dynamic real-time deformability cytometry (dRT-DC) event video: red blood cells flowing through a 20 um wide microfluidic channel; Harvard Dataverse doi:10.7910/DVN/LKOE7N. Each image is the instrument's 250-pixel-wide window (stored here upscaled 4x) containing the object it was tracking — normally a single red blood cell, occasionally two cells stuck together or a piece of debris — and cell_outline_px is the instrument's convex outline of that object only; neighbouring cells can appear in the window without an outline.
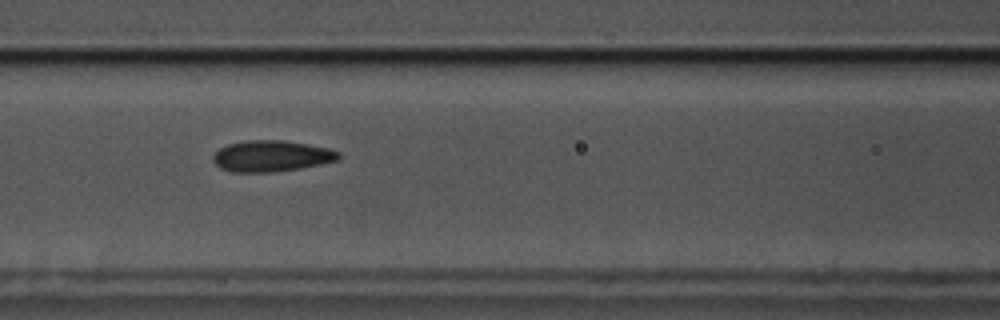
{"species": "common noctule bat (a hibernating species)", "species_latin": "Nyctalus noctula", "temperature_condition": "cold", "stored_images_in_passage": 37, "camera_frame_rate_fps": 3000, "um_per_image_px": 0.085, "animal": {"sex": "male", "body_mass_g": 17.5, "forearm_length_mm": 52.3}, "frame": {"image": 1, "passage_image": 10, "time_ms": 3.0, "image_size_px": [1000, 320], "cell_outline_px": [[340, 160], [300, 168], [272, 172], [232, 172], [220, 168], [212, 160], [212, 156], [220, 148], [228, 144], [244, 140], [284, 140], [308, 144], [328, 148], [340, 152]], "centroid_in_image_um": [23.07, 13.26], "position_along_channel_um": 143.5, "area_um2": 22.89}}
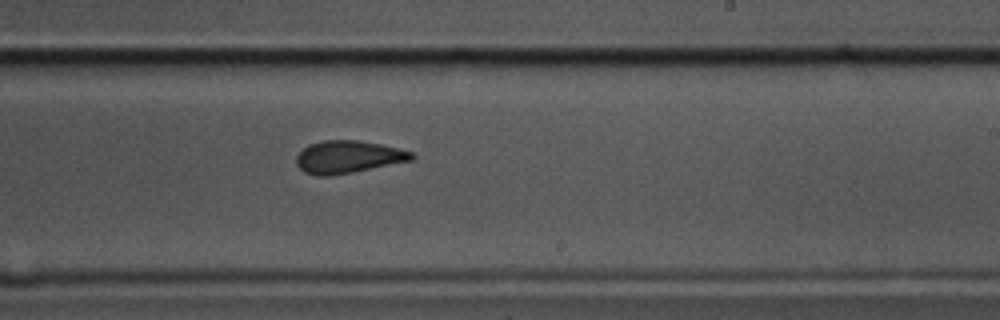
{"frame": {"image": 2, "passage_image": 20, "time_ms": 6.333, "image_size_px": [1000, 320], "cell_outline_px": [[416, 156], [412, 160], [352, 172], [328, 176], [316, 176], [304, 172], [296, 164], [296, 156], [308, 144], [324, 140], [356, 140], [380, 144], [400, 148], [412, 152]], "centroid_in_image_um": [29.57, 13.33], "position_along_channel_um": 259.4, "area_um2": 21.79}}
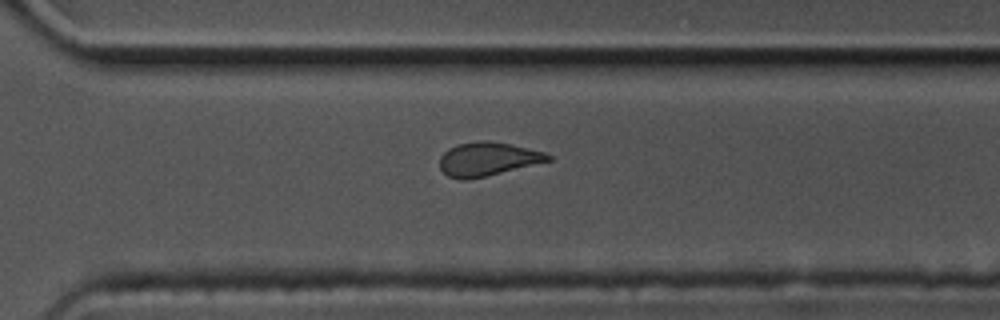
{"frame": {"image": 3, "passage_image": 26, "time_ms": 8.333, "image_size_px": [1000, 320], "cell_outline_px": [[552, 160], [468, 180], [460, 180], [448, 176], [440, 168], [440, 156], [448, 148], [456, 144], [476, 140], [488, 140], [528, 148], [544, 152], [552, 156]], "centroid_in_image_um": [41.41, 13.51], "position_along_channel_um": 329.2, "area_um2": 21.21}, "authors_computed_cell_mechanics": {"area_um2": 22.542, "velocity_mm_per_s": 3.4869, "shape_relaxation_time_tau1_ms": 5.5839, "shape_relaxation_time_tau2_ms": 2.1802, "deformation_change_tau1": 0.1332, "deformation_change_tau2": 0.0908}}